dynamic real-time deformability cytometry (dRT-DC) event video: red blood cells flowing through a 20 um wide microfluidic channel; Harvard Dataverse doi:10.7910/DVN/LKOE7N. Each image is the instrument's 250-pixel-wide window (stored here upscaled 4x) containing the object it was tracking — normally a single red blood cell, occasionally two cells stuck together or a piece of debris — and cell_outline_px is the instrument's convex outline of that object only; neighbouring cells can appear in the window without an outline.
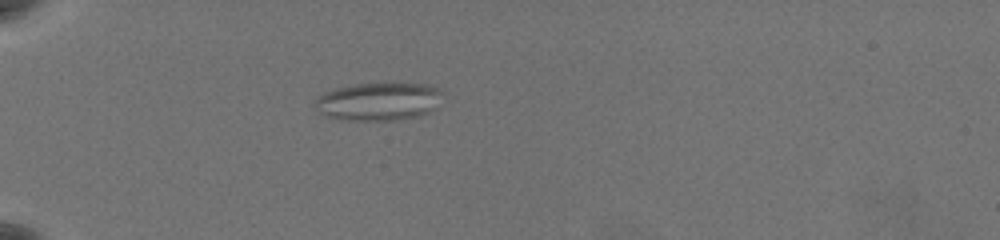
{"species": "common noctule bat (a hibernating species)", "species_latin": "Nyctalus noctula", "temperature_condition": "warm", "stored_images_in_passage": 43, "camera_frame_rate_fps": 3000, "um_per_image_px": 0.085, "animal": {"sex": "female", "body_mass_g": 19.5, "forearm_length_mm": 54.1}, "frame": {"image": 1, "passage_image": 3, "time_ms": 0.667, "image_size_px": [1000, 240], "cell_outline_px": [[444, 92], [436, 108], [420, 116], [396, 120], [340, 120], [324, 116], [312, 104], [324, 92], [336, 88], [356, 84], [392, 80], [432, 84], [440, 88]], "centroid_in_image_um": [32.25, 8.58], "position_along_channel_um": 52.8, "area_um2": 29.59}}
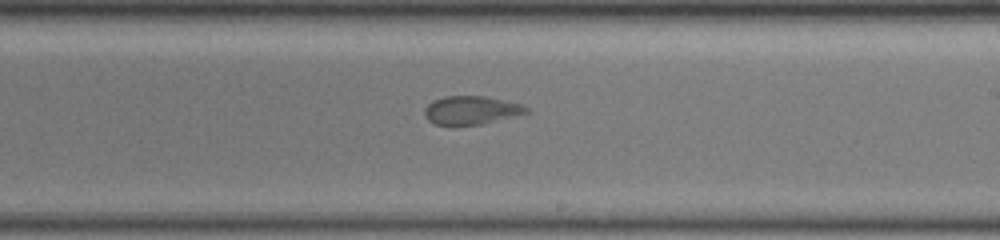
{"frame": {"image": 2, "passage_image": 22, "time_ms": 7.0, "image_size_px": [1000, 240], "cell_outline_px": [[532, 112], [480, 124], [456, 128], [452, 128], [436, 124], [428, 120], [424, 116], [424, 108], [432, 100], [444, 96], [484, 96], [520, 104], [528, 108]], "centroid_in_image_um": [39.99, 9.41], "position_along_channel_um": 249.0, "area_um2": 17.34}}
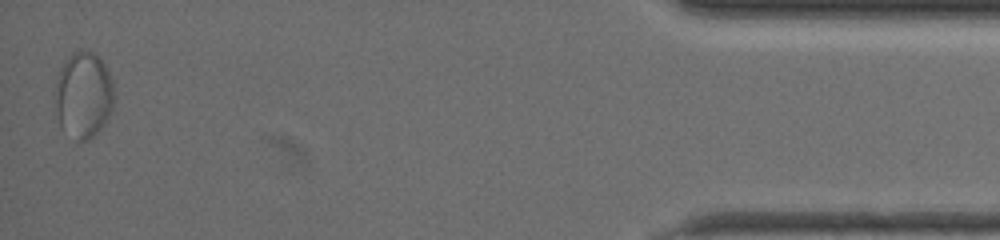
{"frame": {"image": 3, "passage_image": 43, "time_ms": 14.0, "image_size_px": [1000, 240], "cell_outline_px": [[112, 108], [104, 124], [88, 140], [76, 140], [60, 128], [56, 116], [56, 88], [60, 68], [72, 52], [80, 48], [92, 52], [104, 64], [112, 80]], "centroid_in_image_um": [7.07, 8.07], "position_along_channel_um": 428.1, "area_um2": 29.25}, "authors_computed_cell_mechanics": {"area_um2": 20.6924, "velocity_mm_per_s": 3.5674, "shape_relaxation_time_tau1_ms": null, "shape_relaxation_time_tau2_ms": 1.5008, "deformation_change_tau1": null, "deformation_change_tau2": 0.0707}}